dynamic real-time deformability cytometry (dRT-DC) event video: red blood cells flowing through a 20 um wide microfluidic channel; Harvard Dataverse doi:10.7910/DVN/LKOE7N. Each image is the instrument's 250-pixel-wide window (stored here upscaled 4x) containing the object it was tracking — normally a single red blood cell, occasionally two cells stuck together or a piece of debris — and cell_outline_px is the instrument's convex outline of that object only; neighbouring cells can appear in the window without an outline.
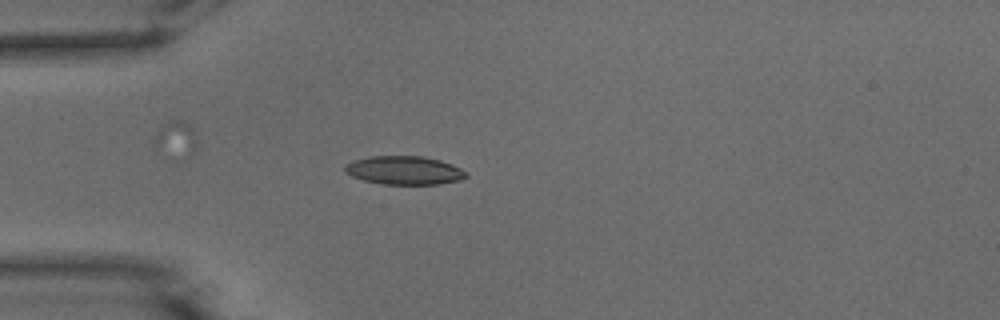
{"species": "common noctule bat (a hibernating species)", "species_latin": "Nyctalus noctula", "temperature_condition": "warm", "stored_images_in_passage": 41, "camera_frame_rate_fps": 3000, "um_per_image_px": 0.085, "animal": {"sex": "male", "body_mass_g": 15.6}, "frame": {"image": 1, "passage_image": 7, "time_ms": 2.0, "image_size_px": [1000, 320], "cell_outline_px": [[468, 176], [460, 180], [440, 184], [380, 184], [364, 180], [352, 176], [344, 172], [344, 164], [352, 160], [368, 156], [424, 156], [440, 160], [452, 164], [468, 172]], "centroid_in_image_um": [34.35, 14.47], "position_along_channel_um": 50.7, "area_um2": 20.4}}
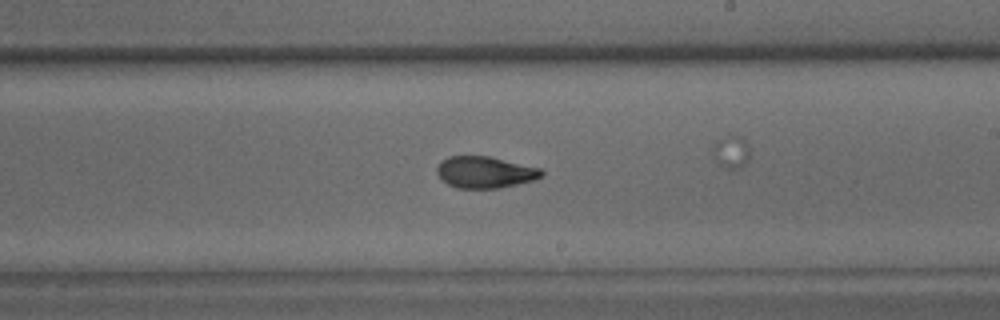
{"frame": {"image": 2, "passage_image": 23, "time_ms": 7.333, "image_size_px": [1000, 320], "cell_outline_px": [[544, 176], [532, 180], [500, 188], [456, 188], [440, 180], [436, 172], [436, 168], [440, 160], [448, 156], [488, 156], [540, 168], [544, 172]], "centroid_in_image_um": [41.17, 14.64], "position_along_channel_um": 247.8, "area_um2": 19.36}}
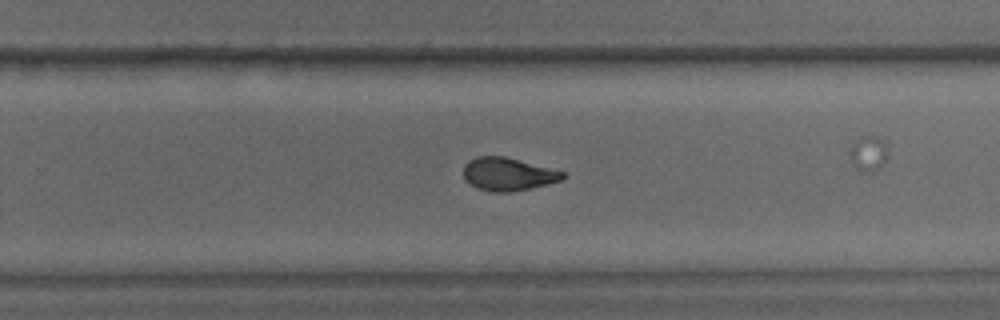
{"frame": {"image": 3, "passage_image": 26, "time_ms": 8.333, "image_size_px": [1000, 320], "cell_outline_px": [[568, 176], [560, 180], [548, 184], [532, 188], [508, 192], [492, 192], [476, 188], [464, 180], [464, 164], [468, 160], [476, 156], [504, 156], [564, 172]], "centroid_in_image_um": [43.15, 14.81], "position_along_channel_um": 286.7, "area_um2": 19.13}, "authors_computed_cell_mechanics": {"area_um2": 19.8832, "velocity_mm_per_s": 3.8878, "shape_relaxation_time_tau1_ms": 6.7893, "shape_relaxation_time_tau2_ms": 1.5448, "deformation_change_tau1": 0.2145, "deformation_change_tau2": 0.0736}}